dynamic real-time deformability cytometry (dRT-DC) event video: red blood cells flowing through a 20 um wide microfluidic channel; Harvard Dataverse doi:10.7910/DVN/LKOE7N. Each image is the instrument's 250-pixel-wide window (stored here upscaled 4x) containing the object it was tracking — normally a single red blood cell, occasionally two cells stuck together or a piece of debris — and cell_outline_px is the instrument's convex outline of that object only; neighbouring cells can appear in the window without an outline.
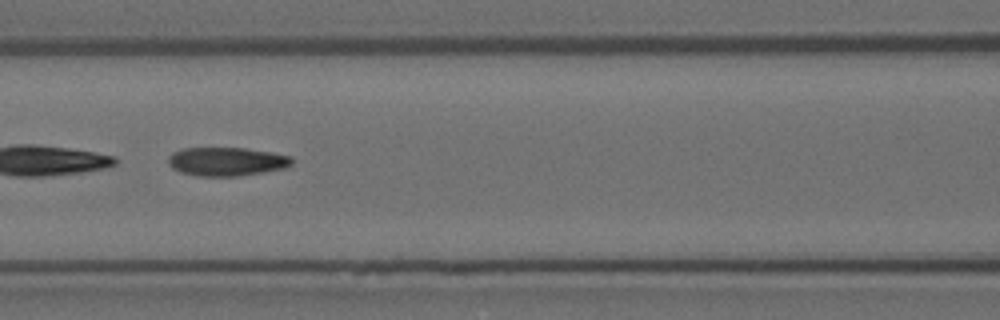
{"species": "Egyptian fruit bat (a non-hibernating species)", "species_latin": "Rousettus aegyptiacus", "temperature_condition": "room temperature", "stored_images_in_passage": 24, "camera_frame_rate_fps": 3000, "um_per_image_px": 0.085, "animal": {"sex": "female"}, "frame": {"image": 1, "passage_image": 8, "time_ms": 2.333, "image_size_px": [1000, 320], "cell_outline_px": [[292, 164], [284, 168], [264, 172], [240, 176], [196, 176], [180, 172], [172, 168], [168, 164], [168, 156], [172, 152], [184, 148], [244, 148], [272, 152], [292, 156]], "centroid_in_image_um": [19.24, 13.73], "position_along_channel_um": 147.4, "area_um2": 20.81}}